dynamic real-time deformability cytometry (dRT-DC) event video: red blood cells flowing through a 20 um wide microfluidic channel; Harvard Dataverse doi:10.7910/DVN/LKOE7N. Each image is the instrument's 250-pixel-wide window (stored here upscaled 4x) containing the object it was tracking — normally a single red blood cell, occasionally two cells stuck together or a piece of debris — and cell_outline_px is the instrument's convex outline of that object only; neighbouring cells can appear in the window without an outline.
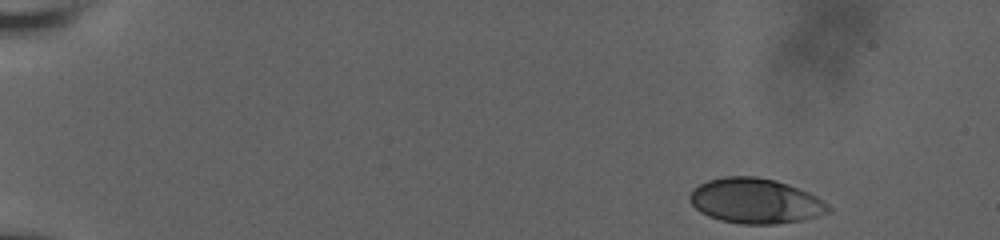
{"species": "human", "species_latin": "Homo sapiens", "temperature_condition": "room temperature", "stored_images_in_passage": 45, "camera_frame_rate_fps": 3000, "um_per_image_px": 0.085, "donor": {"sex": "male"}, "frame": {"image": 1, "passage_image": 1, "time_ms": 0.0, "image_size_px": [1000, 240], "cell_outline_px": [[832, 212], [800, 220], [776, 224], [740, 224], [720, 220], [708, 216], [700, 212], [688, 200], [688, 196], [692, 188], [708, 180], [724, 176], [756, 176], [776, 180], [788, 184], [808, 192], [816, 196], [828, 204], [832, 208]], "centroid_in_image_um": [64.19, 17.07], "position_along_channel_um": 20.8, "area_um2": 36.65}}
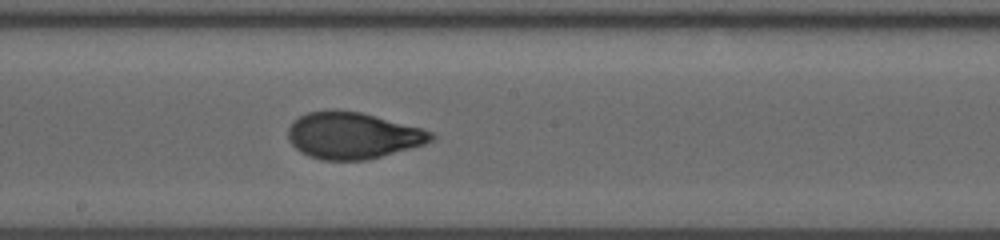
{"frame": {"image": 2, "passage_image": 25, "time_ms": 9.0, "image_size_px": [1000, 240], "cell_outline_px": [[436, 140], [424, 144], [368, 160], [320, 160], [308, 156], [300, 152], [288, 140], [288, 128], [292, 120], [308, 112], [328, 108], [332, 108], [360, 112], [424, 128], [432, 132], [436, 136]], "centroid_in_image_um": [29.98, 11.5], "position_along_channel_um": 218.2, "area_um2": 39.42}}
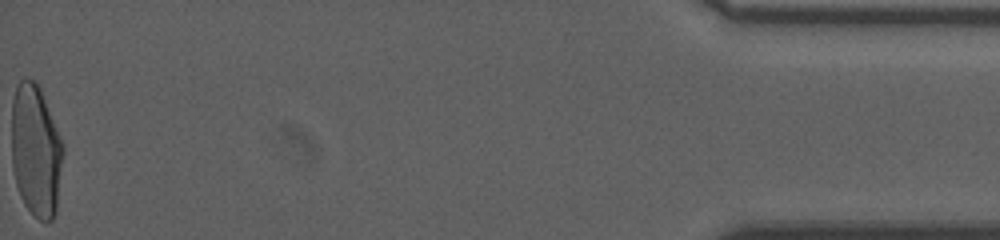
{"frame": {"image": 3, "passage_image": 45, "time_ms": 17.0, "image_size_px": [1000, 240], "cell_outline_px": [[64, 152], [56, 212], [52, 220], [44, 224], [24, 204], [20, 196], [16, 184], [12, 168], [12, 100], [16, 84], [24, 76], [36, 80], [40, 88], [64, 144]], "centroid_in_image_um": [3.05, 12.79], "position_along_channel_um": 432.2, "area_um2": 40.29}, "authors_computed_cell_mechanics": {"area_um2": 38.437, "velocity_mm_per_s": 3.7581, "shape_relaxation_time_tau1_ms": 5.1507, "shape_relaxation_time_tau2_ms": null, "deformation_change_tau1": 0.1891, "deformation_change_tau2": null}}